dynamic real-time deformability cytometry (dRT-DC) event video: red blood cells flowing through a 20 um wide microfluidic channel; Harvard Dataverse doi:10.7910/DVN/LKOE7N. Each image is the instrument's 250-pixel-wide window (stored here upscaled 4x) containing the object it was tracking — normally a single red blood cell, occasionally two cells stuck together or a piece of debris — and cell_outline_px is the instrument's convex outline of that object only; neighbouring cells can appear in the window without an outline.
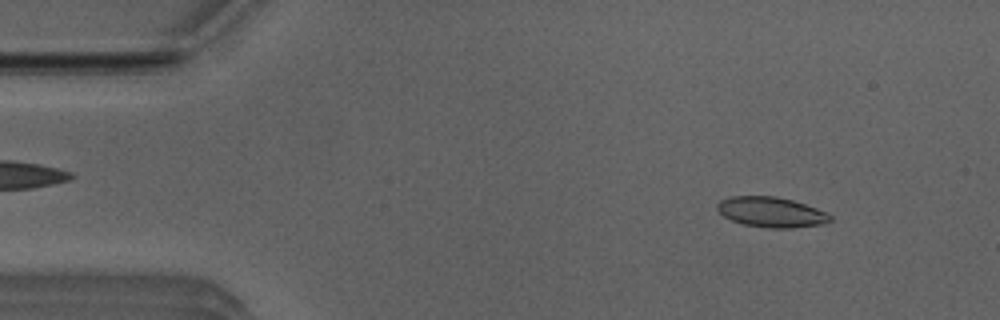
{"species": "Egyptian fruit bat (a non-hibernating species)", "species_latin": "Rousettus aegyptiacus", "temperature_condition": "room temperature", "stored_images_in_passage": 51, "camera_frame_rate_fps": 3000, "um_per_image_px": 0.085, "animal": {"sex": "male"}, "frame": {"image": 1, "passage_image": 5, "time_ms": 1.333, "image_size_px": [1000, 320], "cell_outline_px": [[832, 220], [824, 224], [792, 228], [768, 228], [744, 224], [732, 220], [724, 216], [716, 208], [716, 204], [720, 200], [732, 196], [776, 196], [792, 200], [828, 212], [832, 216]], "centroid_in_image_um": [65.58, 18.03], "position_along_channel_um": 19.4, "area_um2": 19.94}}
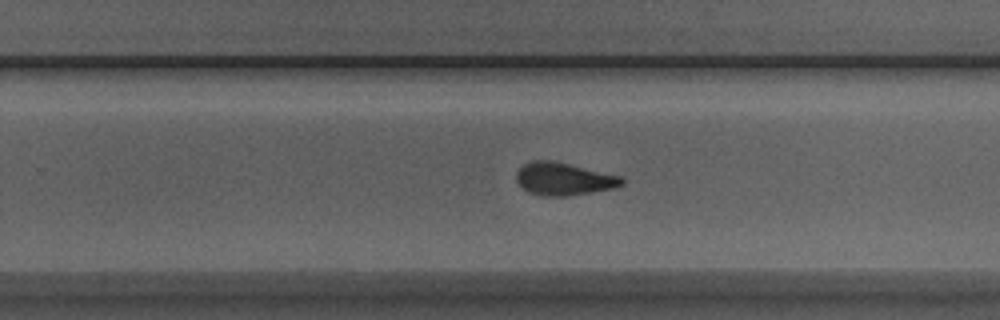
{"frame": {"image": 2, "passage_image": 31, "time_ms": 10.0, "image_size_px": [1000, 320], "cell_outline_px": [[624, 184], [616, 188], [568, 196], [544, 196], [528, 192], [516, 180], [516, 172], [524, 164], [532, 160], [552, 160], [620, 176], [624, 180]], "centroid_in_image_um": [47.92, 15.21], "position_along_channel_um": 281.9, "area_um2": 20.0}}
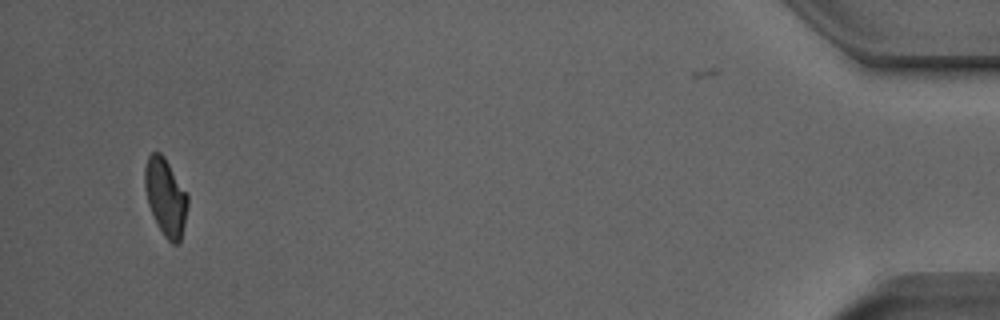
{"frame": {"image": 3, "passage_image": 48, "time_ms": 15.667, "image_size_px": [1000, 320], "cell_outline_px": [[188, 204], [184, 224], [180, 240], [176, 244], [172, 244], [164, 236], [148, 204], [144, 188], [144, 168], [148, 156], [152, 152], [160, 152], [164, 156], [188, 196]], "centroid_in_image_um": [14.06, 16.72], "position_along_channel_um": 421.1, "area_um2": 19.02}, "authors_computed_cell_mechanics": {"area_um2": 20.1144, "velocity_mm_per_s": 3.9732, "shape_relaxation_time_tau1_ms": 3.2566, "shape_relaxation_time_tau2_ms": 1.7785, "deformation_change_tau1": 0.1134, "deformation_change_tau2": 0.0605}}